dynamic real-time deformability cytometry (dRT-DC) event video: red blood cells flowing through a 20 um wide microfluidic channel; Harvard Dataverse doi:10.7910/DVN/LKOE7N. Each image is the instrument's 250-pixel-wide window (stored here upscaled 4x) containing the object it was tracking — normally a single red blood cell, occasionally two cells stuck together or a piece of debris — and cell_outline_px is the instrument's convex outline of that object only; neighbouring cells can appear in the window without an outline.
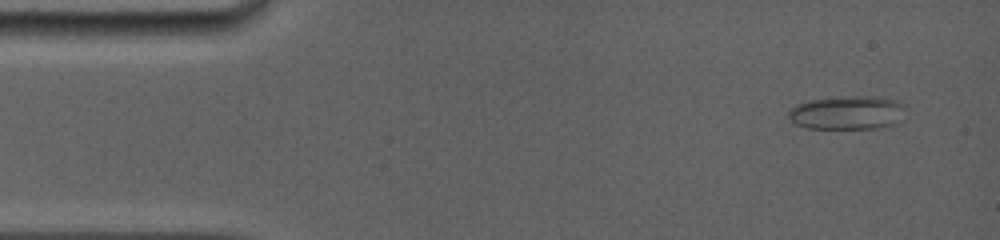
{"species": "common noctule bat (a hibernating species)", "species_latin": "Nyctalus noctula", "temperature_condition": "room temperature", "stored_images_in_passage": 63, "camera_frame_rate_fps": 5000, "um_per_image_px": 0.085, "animal": {"sex": "female", "body_mass_g": 19.0, "forearm_length_mm": 56.7}, "frame": {"image": 1, "passage_image": 4, "time_ms": 0.8, "image_size_px": [1000, 240], "cell_outline_px": [[904, 120], [896, 124], [880, 128], [808, 128], [796, 124], [788, 116], [788, 112], [796, 104], [808, 100], [852, 96], [876, 96], [896, 100], [904, 104]], "centroid_in_image_um": [72.09, 9.58], "position_along_channel_um": 12.9, "area_um2": 23.12}}
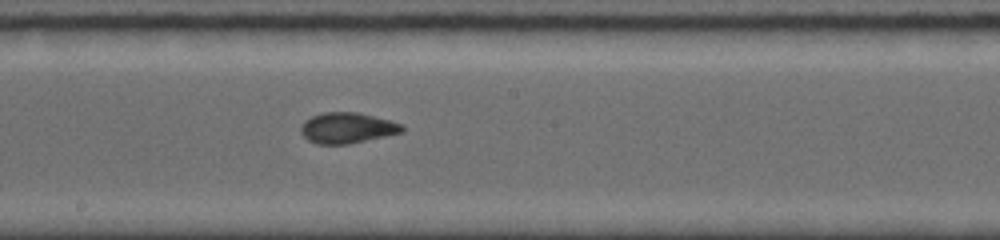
{"frame": {"image": 2, "passage_image": 32, "time_ms": 8.4, "image_size_px": [1000, 240], "cell_outline_px": [[404, 132], [348, 144], [316, 144], [308, 140], [300, 132], [300, 124], [304, 120], [312, 116], [324, 112], [356, 112], [404, 124]], "centroid_in_image_um": [29.49, 10.87], "position_along_channel_um": 218.7, "area_um2": 18.15}}
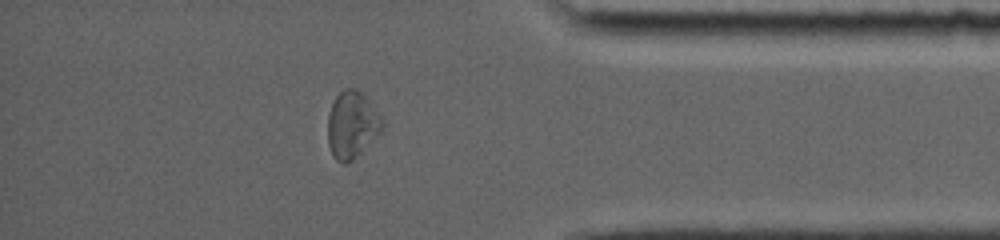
{"frame": {"image": 3, "passage_image": 55, "time_ms": 13.4, "image_size_px": [1000, 240], "cell_outline_px": [[384, 128], [352, 160], [344, 164], [336, 160], [332, 156], [328, 144], [328, 116], [332, 104], [336, 96], [344, 88], [356, 88], [364, 96], [384, 120]], "centroid_in_image_um": [29.9, 10.61], "position_along_channel_um": 405.3, "area_um2": 20.98}, "authors_computed_cell_mechanics": {"area_um2": 18.4382, "velocity_mm_per_s": 3.9575, "shape_relaxation_time_tau1_ms": 3.8514, "shape_relaxation_time_tau2_ms": 1.5472, "deformation_change_tau1": 0.1543, "deformation_change_tau2": 0.0734}}